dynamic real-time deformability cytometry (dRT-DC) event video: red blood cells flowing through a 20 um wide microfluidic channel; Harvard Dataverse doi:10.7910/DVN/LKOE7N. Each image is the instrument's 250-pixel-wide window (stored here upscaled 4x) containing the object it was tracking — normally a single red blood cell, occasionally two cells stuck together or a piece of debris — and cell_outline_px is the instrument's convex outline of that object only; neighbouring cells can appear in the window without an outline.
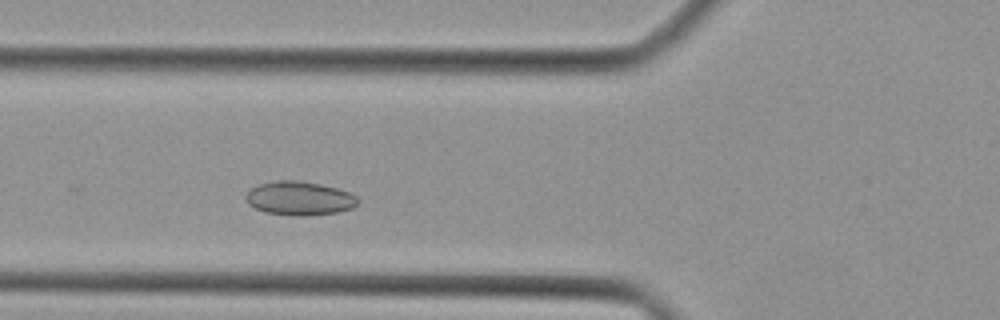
{"species": "Egyptian fruit bat (a non-hibernating species)", "species_latin": "Rousettus aegyptiacus", "temperature_condition": "cold", "stored_images_in_passage": 24, "camera_frame_rate_fps": 3000, "um_per_image_px": 0.085, "animal": {"sex": "female"}, "frame": {"image": 1, "passage_image": 4, "time_ms": 1.0, "image_size_px": [1000, 320], "cell_outline_px": [[360, 200], [352, 208], [340, 212], [304, 216], [264, 212], [248, 204], [244, 196], [252, 188], [260, 184], [276, 180], [300, 180], [320, 184], [336, 188], [348, 192], [356, 196]], "centroid_in_image_um": [25.46, 16.85], "position_along_channel_um": 100.3, "area_um2": 22.02}}
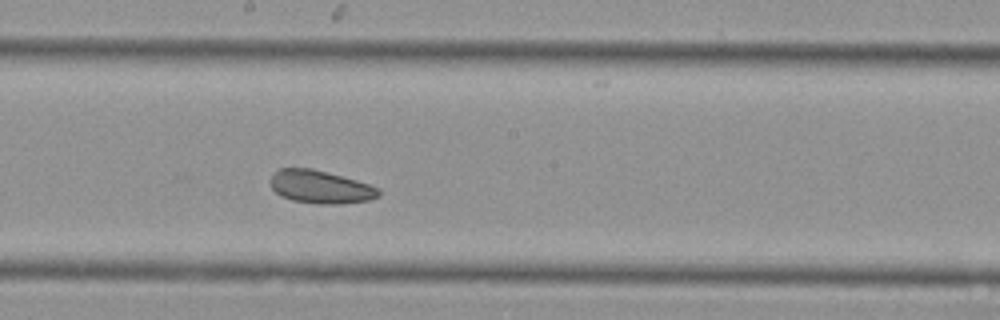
{"frame": {"image": 2, "passage_image": 12, "time_ms": 3.667, "image_size_px": [1000, 320], "cell_outline_px": [[380, 196], [368, 200], [336, 204], [320, 204], [292, 200], [280, 196], [272, 188], [272, 176], [280, 168], [312, 168], [356, 180], [380, 188]], "centroid_in_image_um": [27.25, 15.89], "position_along_channel_um": 220.9, "area_um2": 20.58}}
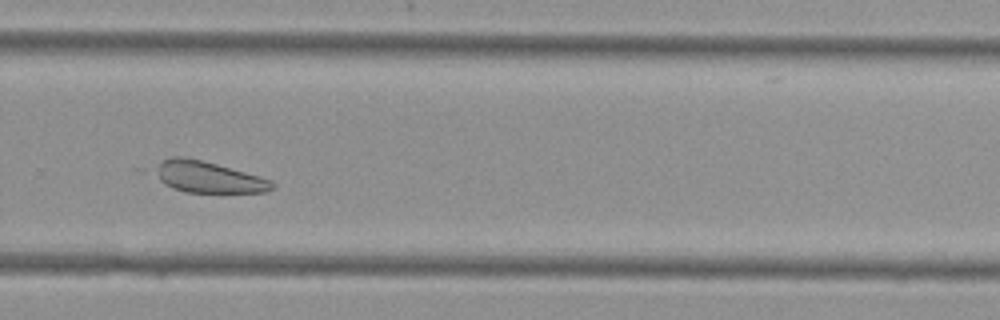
{"frame": {"image": 3, "passage_image": 18, "time_ms": 5.667, "image_size_px": [1000, 320], "cell_outline_px": [[276, 184], [272, 188], [264, 192], [188, 192], [172, 188], [164, 184], [152, 172], [152, 168], [164, 160], [172, 156], [184, 156], [216, 164], [260, 176], [272, 180]], "centroid_in_image_um": [17.65, 15.04], "position_along_channel_um": 312.2, "area_um2": 21.33}}